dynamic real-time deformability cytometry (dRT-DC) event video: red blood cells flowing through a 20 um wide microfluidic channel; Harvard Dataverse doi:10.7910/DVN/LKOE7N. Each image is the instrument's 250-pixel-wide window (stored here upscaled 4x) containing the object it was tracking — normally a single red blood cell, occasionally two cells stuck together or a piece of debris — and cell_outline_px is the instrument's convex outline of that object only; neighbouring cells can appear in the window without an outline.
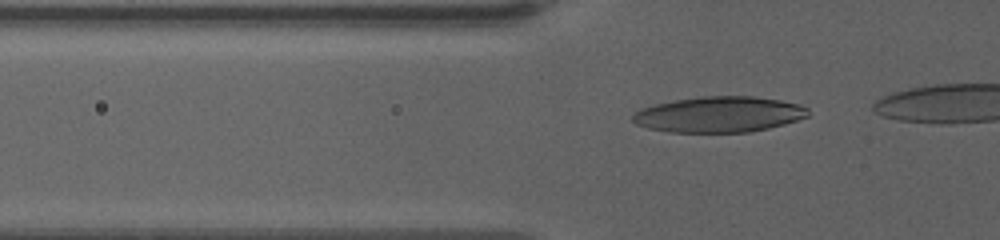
{"species": "human", "species_latin": "Homo sapiens", "temperature_condition": "warm", "stored_images_in_passage": 35, "camera_frame_rate_fps": 3000, "um_per_image_px": 0.085, "donor": {"sex": "female"}, "frame": {"image": 1, "passage_image": 3, "time_ms": 0.667, "image_size_px": [1000, 240], "cell_outline_px": [[808, 116], [784, 124], [768, 128], [748, 132], [668, 132], [648, 128], [636, 124], [632, 120], [632, 116], [640, 108], [656, 104], [676, 100], [700, 96], [756, 96], [780, 100], [800, 104], [808, 108]], "centroid_in_image_um": [61.12, 9.72], "position_along_channel_um": 64.7, "area_um2": 36.53}}
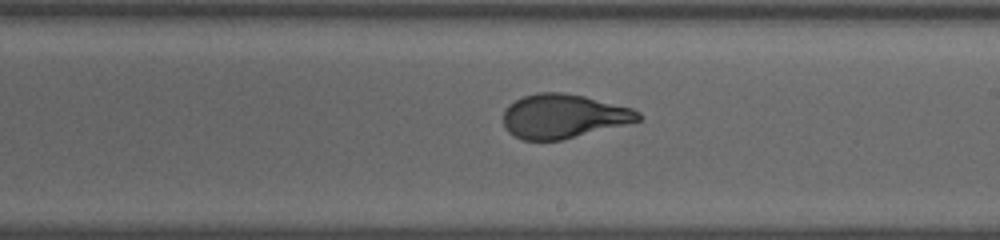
{"frame": {"image": 2, "passage_image": 19, "time_ms": 6.0, "image_size_px": [1000, 240], "cell_outline_px": [[644, 116], [640, 120], [560, 140], [524, 140], [508, 132], [504, 128], [504, 112], [508, 104], [524, 96], [536, 92], [564, 92], [584, 96], [632, 108], [640, 112]], "centroid_in_image_um": [47.87, 9.86], "position_along_channel_um": 241.1, "area_um2": 34.39}}
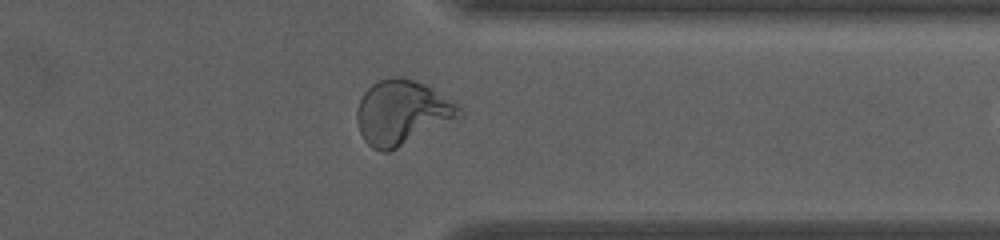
{"frame": {"image": 3, "passage_image": 31, "time_ms": 10.0, "image_size_px": [1000, 240], "cell_outline_px": [[464, 116], [388, 152], [380, 152], [372, 148], [364, 140], [360, 132], [356, 120], [356, 112], [360, 100], [364, 92], [372, 84], [380, 80], [392, 76], [400, 76], [424, 84], [432, 88], [456, 104], [464, 112]], "centroid_in_image_um": [34.16, 9.57], "position_along_channel_um": 377.2, "area_um2": 38.38}}